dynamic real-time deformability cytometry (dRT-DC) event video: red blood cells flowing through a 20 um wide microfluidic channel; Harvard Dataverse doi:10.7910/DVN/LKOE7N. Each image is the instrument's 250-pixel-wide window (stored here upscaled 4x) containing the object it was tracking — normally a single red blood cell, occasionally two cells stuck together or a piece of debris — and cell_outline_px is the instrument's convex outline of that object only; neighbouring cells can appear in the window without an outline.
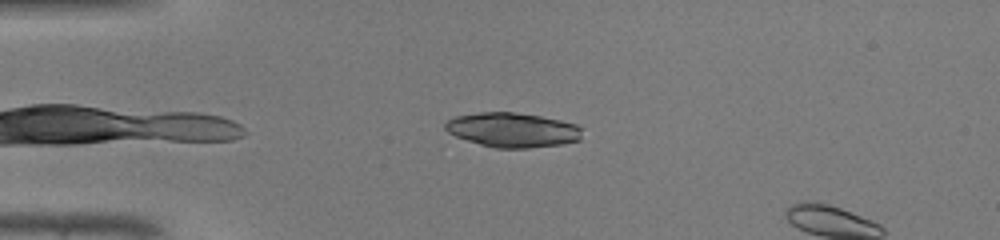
{"species": "common noctule bat (a hibernating species)", "species_latin": "Nyctalus noctula", "temperature_condition": "warm", "stored_images_in_passage": 5, "camera_frame_rate_fps": 3000, "um_per_image_px": 0.085, "animal": {"sex": "male", "body_mass_g": 19.0, "forearm_length_mm": 50.8}, "frame": {"image": 1, "passage_image": 2, "time_ms": 0.333, "image_size_px": [1000, 240], "cell_outline_px": [[580, 140], [564, 144], [528, 148], [496, 148], [480, 144], [456, 136], [448, 132], [444, 128], [444, 124], [448, 120], [456, 116], [480, 112], [516, 112], [540, 116], [560, 120], [576, 124], [580, 128]], "centroid_in_image_um": [43.56, 11.04], "position_along_channel_um": 41.4, "area_um2": 27.46}}